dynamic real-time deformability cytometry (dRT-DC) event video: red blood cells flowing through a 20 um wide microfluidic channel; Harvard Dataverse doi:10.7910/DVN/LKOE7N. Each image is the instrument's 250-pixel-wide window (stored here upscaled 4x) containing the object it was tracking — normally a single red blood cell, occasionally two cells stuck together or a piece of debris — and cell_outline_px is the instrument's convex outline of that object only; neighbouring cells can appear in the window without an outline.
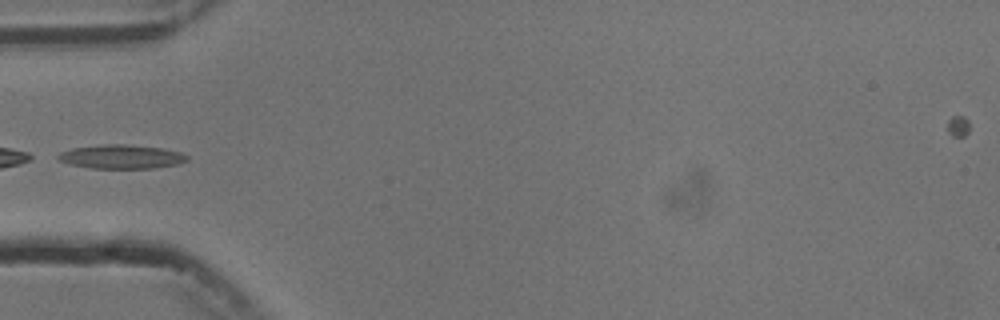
{"species": "common noctule bat (a hibernating species)", "species_latin": "Nyctalus noctula", "temperature_condition": "cold", "stored_images_in_passage": 5, "segment_of_instrument_passage": [2, 2], "camera_frame_rate_fps": 3000, "um_per_image_px": 0.085, "animal": {"sex": "male", "body_mass_g": 13.3}, "frame": {"image": 1, "passage_image": 5, "time_ms": 4.333, "image_size_px": [1000, 320], "cell_outline_px": [[188, 160], [180, 164], [156, 168], [92, 168], [68, 164], [56, 160], [56, 156], [60, 152], [72, 148], [104, 144], [128, 144], [160, 148], [180, 152], [188, 156]], "centroid_in_image_um": [10.29, 13.32], "position_along_channel_um": 74.7, "area_um2": 18.15}}